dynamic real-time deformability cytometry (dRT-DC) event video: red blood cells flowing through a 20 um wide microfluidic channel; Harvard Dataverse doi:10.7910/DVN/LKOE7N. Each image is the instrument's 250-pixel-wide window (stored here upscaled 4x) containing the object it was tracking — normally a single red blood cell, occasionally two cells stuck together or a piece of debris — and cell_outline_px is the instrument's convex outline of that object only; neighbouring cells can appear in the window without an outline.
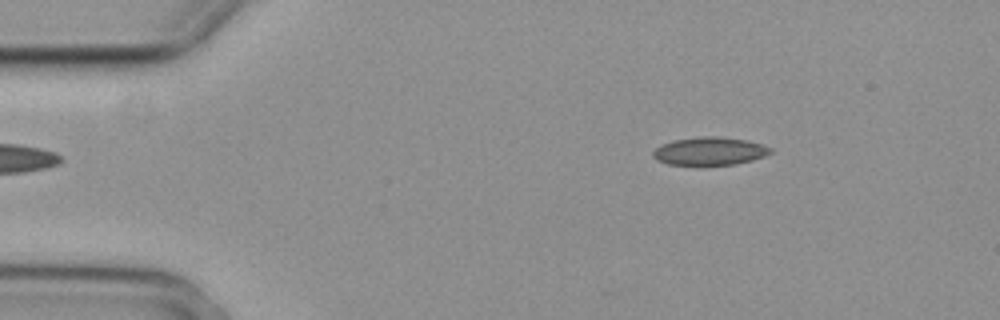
{"species": "common noctule bat (a hibernating species)", "species_latin": "Nyctalus noctula", "temperature_condition": "cold", "stored_images_in_passage": 2, "camera_frame_rate_fps": 3000, "um_per_image_px": 0.085, "animal": {"sex": "female", "body_mass_g": 29.2, "forearm_length_mm": 56.3}, "frame": {"image": 1, "passage_image": 2, "time_ms": 0.333, "image_size_px": [1000, 320], "cell_outline_px": [[772, 152], [764, 156], [752, 160], [736, 164], [668, 164], [656, 160], [652, 156], [652, 152], [660, 144], [672, 140], [704, 136], [716, 136], [748, 140], [772, 148]], "centroid_in_image_um": [60.3, 12.83], "position_along_channel_um": 24.7, "area_um2": 19.07}}